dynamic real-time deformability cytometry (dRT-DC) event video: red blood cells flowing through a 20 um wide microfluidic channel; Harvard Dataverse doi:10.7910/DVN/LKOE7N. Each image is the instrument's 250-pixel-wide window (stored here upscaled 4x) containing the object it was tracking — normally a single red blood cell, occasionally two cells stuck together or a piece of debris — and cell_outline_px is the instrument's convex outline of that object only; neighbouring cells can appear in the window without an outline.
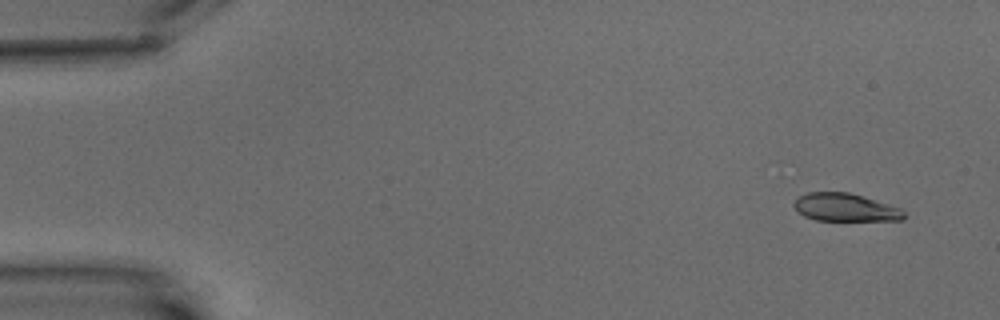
{"species": "common noctule bat (a hibernating species)", "species_latin": "Nyctalus noctula", "temperature_condition": "warm", "stored_images_in_passage": 6, "camera_frame_rate_fps": 3000, "um_per_image_px": 0.085, "animal": {"sex": "male", "body_mass_g": 15.6}, "frame": {"image": 1, "passage_image": 1, "time_ms": 0.0, "image_size_px": [1000, 320], "cell_outline_px": [[908, 216], [904, 220], [816, 220], [804, 216], [792, 204], [800, 196], [808, 192], [848, 192], [900, 208]], "centroid_in_image_um": [71.86, 17.64], "position_along_channel_um": 13.1, "area_um2": 17.63}}
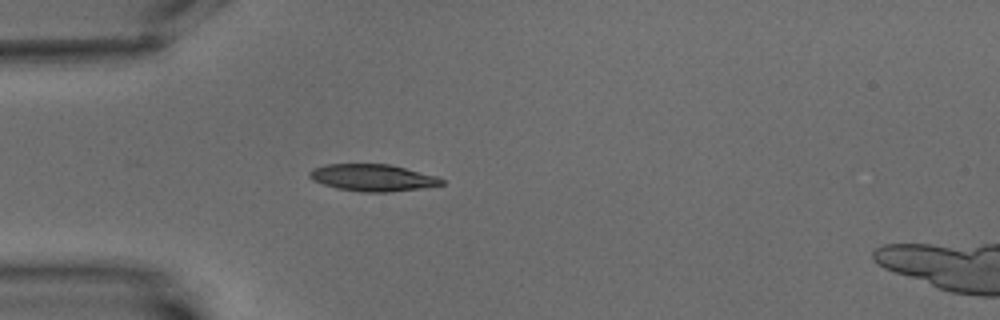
{"frame": {"image": 2, "passage_image": 5, "time_ms": 4.667, "image_size_px": [1000, 320], "cell_outline_px": [[444, 184], [424, 188], [388, 192], [360, 192], [336, 188], [312, 180], [308, 176], [308, 172], [312, 168], [328, 164], [392, 164], [436, 176], [444, 180]], "centroid_in_image_um": [31.67, 15.1], "position_along_channel_um": 53.3, "area_um2": 20.87}}